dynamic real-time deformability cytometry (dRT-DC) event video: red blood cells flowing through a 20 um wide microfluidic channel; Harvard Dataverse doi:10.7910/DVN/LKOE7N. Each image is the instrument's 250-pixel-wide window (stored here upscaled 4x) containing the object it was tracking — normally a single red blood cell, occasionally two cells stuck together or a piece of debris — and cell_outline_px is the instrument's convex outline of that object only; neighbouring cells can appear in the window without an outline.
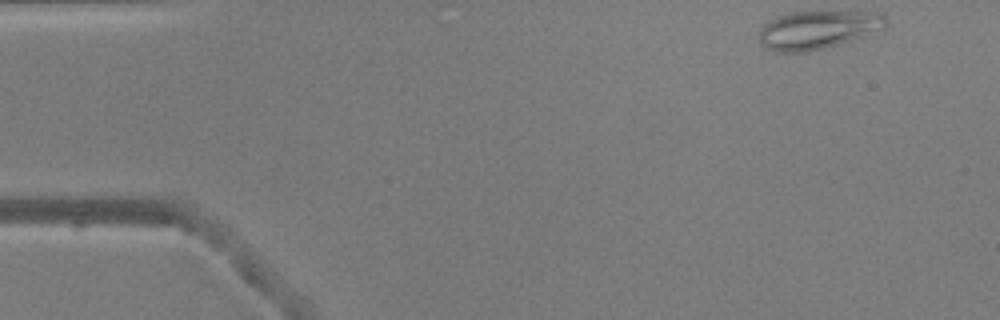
{"species": "common noctule bat (a hibernating species)", "species_latin": "Nyctalus noctula", "temperature_condition": "warm", "stored_images_in_passage": 48, "camera_frame_rate_fps": 3000, "um_per_image_px": 0.085, "animal": {"sex": "male", "body_mass_g": 20.5, "forearm_length_mm": 52.5}, "frame": {"image": 1, "passage_image": 1, "time_ms": 0.0, "image_size_px": [1000, 320], "cell_outline_px": [[888, 20], [884, 28], [856, 40], [808, 52], [776, 52], [760, 44], [760, 28], [764, 24], [788, 12], [880, 12]], "centroid_in_image_um": [69.55, 2.54], "position_along_channel_um": 15.5, "area_um2": 28.32}}
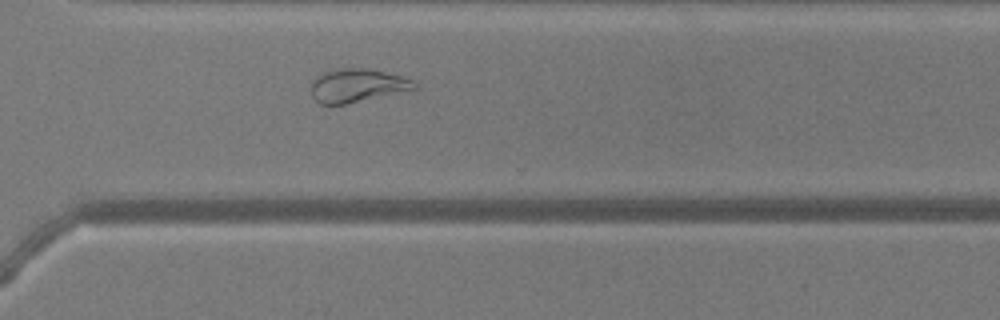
{"frame": {"image": 2, "passage_image": 34, "time_ms": 11.0, "image_size_px": [1000, 320], "cell_outline_px": [[420, 88], [416, 92], [344, 104], [320, 104], [312, 96], [308, 88], [312, 80], [316, 76], [324, 72], [344, 68], [368, 68], [400, 76], [412, 80]], "centroid_in_image_um": [30.44, 7.3], "position_along_channel_um": 340.2, "area_um2": 20.92}}
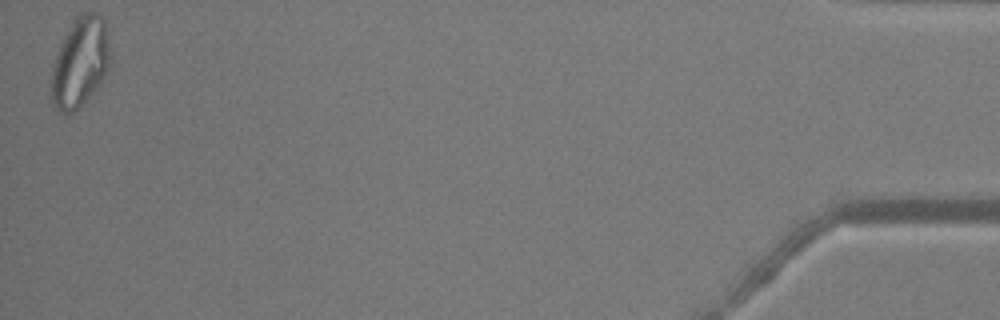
{"frame": {"image": 3, "passage_image": 48, "time_ms": 15.667, "image_size_px": [1000, 320], "cell_outline_px": [[112, 68], [100, 84], [72, 112], [60, 112], [52, 104], [48, 96], [48, 80], [52, 64], [56, 52], [64, 36], [72, 24], [84, 12], [100, 12], [104, 16], [108, 40]], "centroid_in_image_um": [6.78, 5.31], "position_along_channel_um": 428.4, "area_um2": 31.5}, "authors_computed_cell_mechanics": {"area_um2": 24.1604, "velocity_mm_per_s": 3.892, "shape_relaxation_time_tau1_ms": null, "shape_relaxation_time_tau2_ms": 0.6799, "deformation_change_tau1": null, "deformation_change_tau2": 0.0472}}